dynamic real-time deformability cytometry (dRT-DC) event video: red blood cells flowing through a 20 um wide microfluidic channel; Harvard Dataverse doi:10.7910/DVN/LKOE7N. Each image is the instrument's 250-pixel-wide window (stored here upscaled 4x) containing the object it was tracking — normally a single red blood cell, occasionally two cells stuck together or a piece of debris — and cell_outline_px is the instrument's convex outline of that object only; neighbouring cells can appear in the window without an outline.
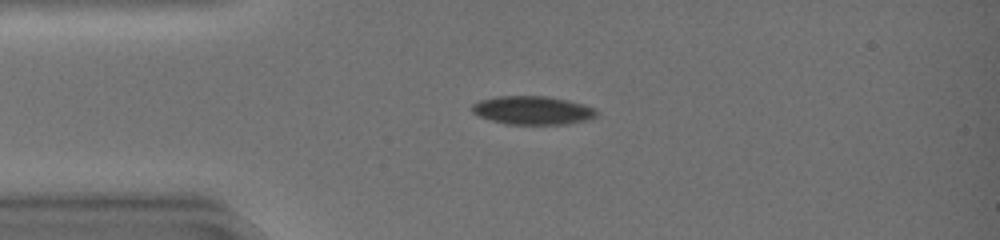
{"species": "common noctule bat (a hibernating species)", "species_latin": "Nyctalus noctula", "temperature_condition": "warm", "stored_images_in_passage": 36, "camera_frame_rate_fps": 3000, "um_per_image_px": 0.085, "animal": {"sex": "female", "body_mass_g": 19.0, "forearm_length_mm": 51.5}, "frame": {"image": 1, "passage_image": 2, "time_ms": 0.333, "image_size_px": [1000, 240], "cell_outline_px": [[596, 116], [584, 120], [568, 124], [504, 124], [480, 116], [472, 112], [472, 104], [480, 100], [496, 96], [548, 96], [568, 100], [596, 108]], "centroid_in_image_um": [45.26, 9.37], "position_along_channel_um": 39.7, "area_um2": 20.58}}
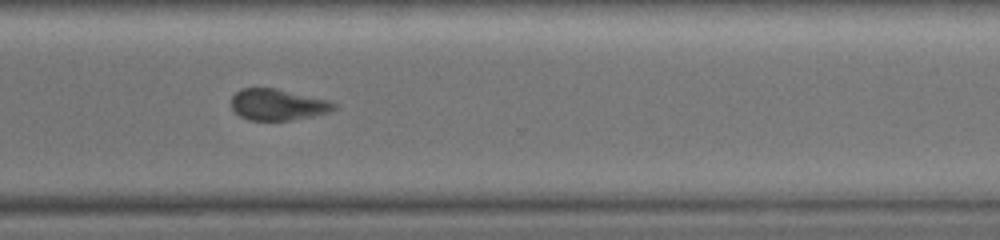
{"frame": {"image": 2, "passage_image": 25, "time_ms": 8.0, "image_size_px": [1000, 240], "cell_outline_px": [[340, 104], [336, 108], [328, 112], [312, 116], [292, 120], [248, 120], [240, 116], [232, 108], [232, 96], [240, 88], [276, 88], [328, 100]], "centroid_in_image_um": [23.62, 8.89], "position_along_channel_um": 347.0, "area_um2": 18.73}}
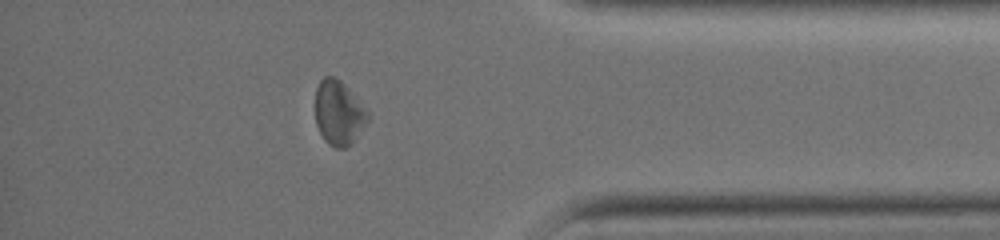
{"frame": {"image": 3, "passage_image": 30, "time_ms": 9.667, "image_size_px": [1000, 240], "cell_outline_px": [[372, 116], [352, 144], [344, 148], [336, 148], [328, 144], [324, 140], [316, 124], [316, 88], [320, 80], [324, 76], [336, 76], [348, 88]], "centroid_in_image_um": [28.81, 9.6], "position_along_channel_um": 406.4, "area_um2": 19.88}, "authors_computed_cell_mechanics": {"area_um2": 20.6924, "velocity_mm_per_s": 4.3043, "shape_relaxation_time_tau1_ms": 5.0066, "shape_relaxation_time_tau2_ms": 2.9515, "deformation_change_tau1": 0.1009, "deformation_change_tau2": 0.0902}}